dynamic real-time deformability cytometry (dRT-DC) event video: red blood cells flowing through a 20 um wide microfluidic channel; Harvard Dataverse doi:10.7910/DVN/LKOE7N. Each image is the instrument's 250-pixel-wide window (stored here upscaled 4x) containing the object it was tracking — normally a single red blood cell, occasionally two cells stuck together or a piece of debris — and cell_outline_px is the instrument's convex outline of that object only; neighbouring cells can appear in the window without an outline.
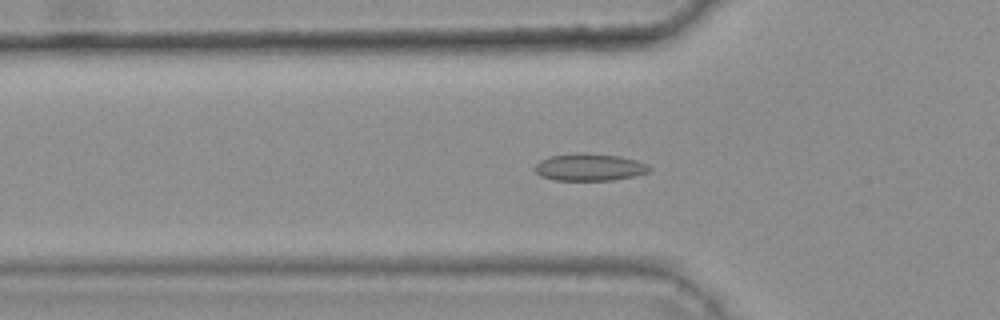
{"species": "common noctule bat (a hibernating species)", "species_latin": "Nyctalus noctula", "temperature_condition": "warm", "stored_images_in_passage": 42, "camera_frame_rate_fps": 3000, "um_per_image_px": 0.085, "animal": {"sex": "female", "body_mass_g": 25.1}, "frame": {"image": 1, "passage_image": 14, "time_ms": 4.333, "image_size_px": [1000, 320], "cell_outline_px": [[652, 168], [648, 172], [632, 176], [612, 180], [556, 180], [540, 176], [532, 168], [540, 160], [548, 156], [576, 152], [580, 152], [620, 156], [636, 160], [648, 164]], "centroid_in_image_um": [50.07, 14.2], "position_along_channel_um": 75.7, "area_um2": 18.32}}
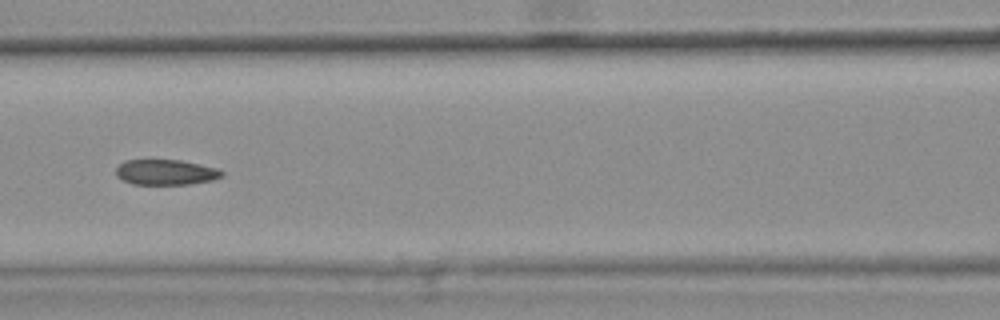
{"frame": {"image": 2, "passage_image": 20, "time_ms": 6.333, "image_size_px": [1000, 320], "cell_outline_px": [[224, 176], [212, 180], [188, 184], [132, 184], [116, 176], [116, 168], [124, 160], [180, 160], [200, 164], [216, 168], [224, 172]], "centroid_in_image_um": [14.09, 14.64], "position_along_channel_um": 152.5, "area_um2": 15.61}}
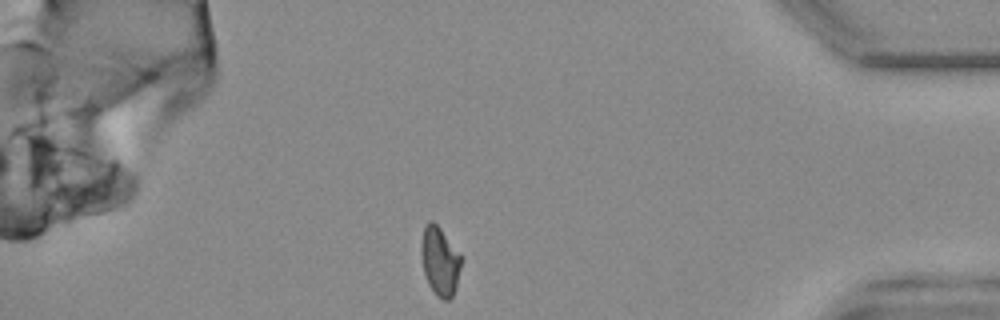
{"frame": {"image": 3, "passage_image": 42, "time_ms": 13.667, "image_size_px": [1000, 320], "cell_outline_px": [[464, 256], [456, 288], [452, 296], [448, 300], [444, 300], [436, 296], [428, 284], [424, 276], [420, 252], [420, 248], [424, 228], [428, 220], [432, 220], [440, 228]], "centroid_in_image_um": [37.41, 22.2], "position_along_channel_um": 397.8, "area_um2": 16.53}, "authors_computed_cell_mechanics": {"area_um2": 16.7042, "velocity_mm_per_s": 3.8206, "shape_relaxation_time_tau1_ms": null, "shape_relaxation_time_tau2_ms": 2.6926, "deformation_change_tau1": null, "deformation_change_tau2": 0.0717}}